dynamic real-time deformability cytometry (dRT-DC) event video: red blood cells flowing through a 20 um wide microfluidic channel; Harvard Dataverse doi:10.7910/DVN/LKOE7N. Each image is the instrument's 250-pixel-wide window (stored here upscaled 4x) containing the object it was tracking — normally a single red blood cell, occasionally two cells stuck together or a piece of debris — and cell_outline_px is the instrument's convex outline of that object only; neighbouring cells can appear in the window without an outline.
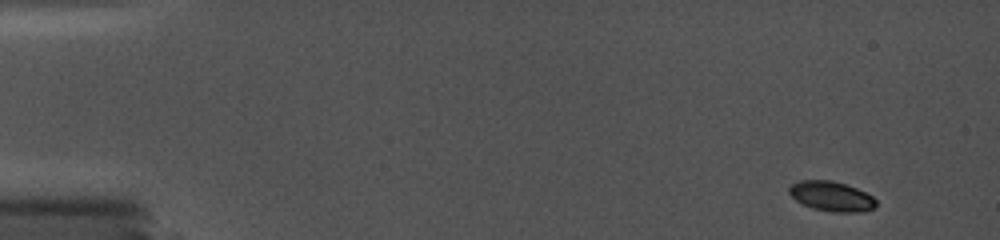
{"species": "common noctule bat (a hibernating species)", "species_latin": "Nyctalus noctula", "temperature_condition": "cold", "stored_images_in_passage": 11, "camera_frame_rate_fps": 5000, "um_per_image_px": 0.085, "animal": {"sex": "female", "body_mass_g": 19.0, "forearm_length_mm": 56.7}, "frame": {"image": 1, "passage_image": 1, "time_ms": 0.0, "image_size_px": [1000, 240], "cell_outline_px": [[876, 208], [864, 212], [832, 212], [812, 208], [796, 200], [788, 192], [788, 188], [792, 184], [800, 180], [832, 180], [856, 188], [872, 196], [876, 200]], "centroid_in_image_um": [70.69, 16.69], "position_along_channel_um": 14.3, "area_um2": 15.14}}
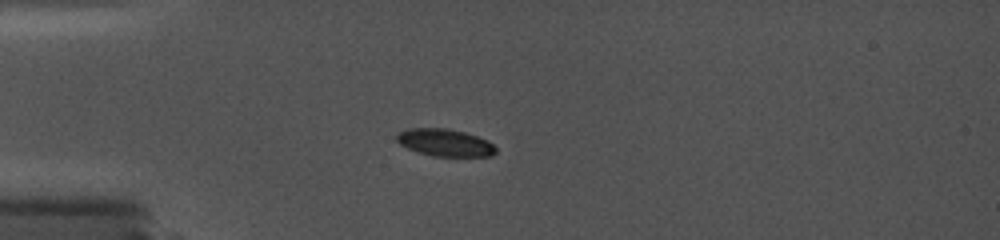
{"frame": {"image": 2, "passage_image": 8, "time_ms": 3.8, "image_size_px": [1000, 240], "cell_outline_px": [[496, 152], [492, 156], [432, 156], [408, 148], [400, 144], [396, 140], [396, 132], [408, 128], [448, 128], [464, 132], [488, 140], [496, 148]], "centroid_in_image_um": [37.8, 12.11], "position_along_channel_um": 47.2, "area_um2": 15.78}}